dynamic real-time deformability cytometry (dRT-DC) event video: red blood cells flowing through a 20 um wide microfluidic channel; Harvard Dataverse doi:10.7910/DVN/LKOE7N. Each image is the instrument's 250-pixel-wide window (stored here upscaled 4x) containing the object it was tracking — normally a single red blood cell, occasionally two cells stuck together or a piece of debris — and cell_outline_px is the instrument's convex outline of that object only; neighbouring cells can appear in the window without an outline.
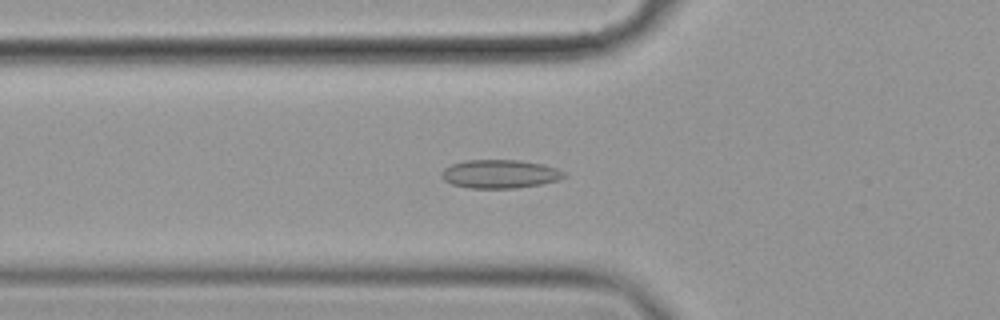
{"species": "common noctule bat (a hibernating species)", "species_latin": "Nyctalus noctula", "temperature_condition": "cold", "stored_images_in_passage": 52, "camera_frame_rate_fps": 3000, "um_per_image_px": 0.085, "animal": {"sex": "female", "body_mass_g": 19.9}, "frame": {"image": 1, "passage_image": 15, "time_ms": 4.667, "image_size_px": [1000, 320], "cell_outline_px": [[568, 176], [560, 180], [540, 184], [516, 188], [468, 188], [452, 184], [444, 180], [440, 176], [440, 172], [444, 168], [452, 164], [464, 160], [520, 160], [544, 164], [556, 168], [564, 172]], "centroid_in_image_um": [42.49, 14.78], "position_along_channel_um": 83.3, "area_um2": 20.58}}
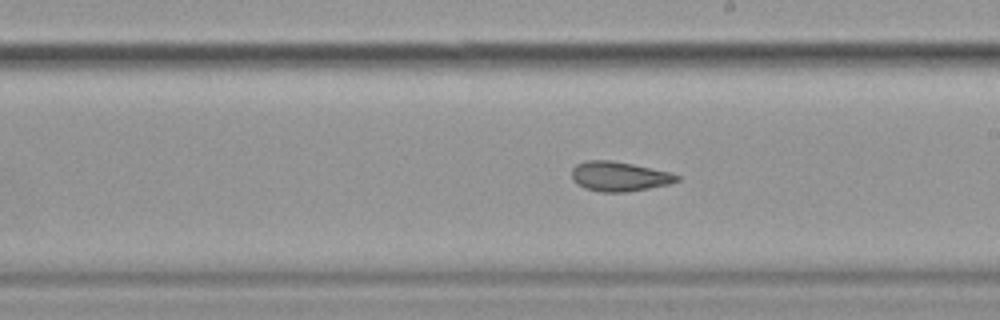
{"frame": {"image": 2, "passage_image": 28, "time_ms": 9.0, "image_size_px": [1000, 320], "cell_outline_px": [[680, 180], [668, 184], [628, 192], [600, 192], [584, 188], [576, 184], [572, 180], [572, 168], [576, 164], [588, 160], [612, 160], [632, 164], [668, 172], [680, 176]], "centroid_in_image_um": [52.59, 15.0], "position_along_channel_um": 236.4, "area_um2": 18.15}}
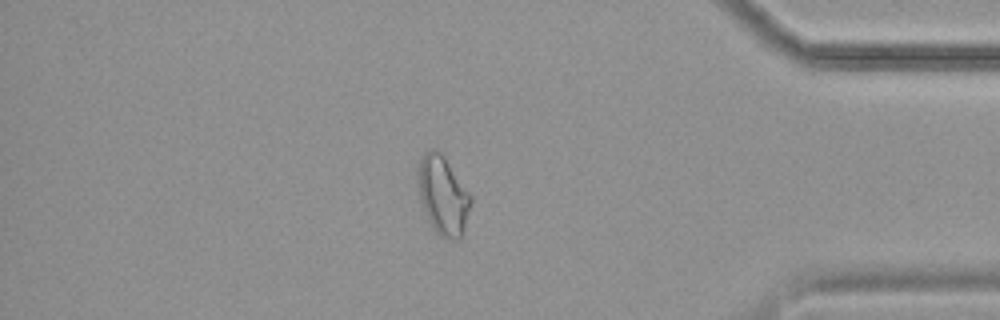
{"frame": {"image": 3, "passage_image": 44, "time_ms": 14.333, "image_size_px": [1000, 320], "cell_outline_px": [[472, 200], [460, 240], [452, 240], [440, 236], [432, 228], [428, 220], [420, 200], [416, 176], [416, 172], [420, 160], [424, 152], [428, 148], [432, 148], [440, 152], [444, 156], [472, 196]], "centroid_in_image_um": [37.62, 16.59], "position_along_channel_um": 397.6, "area_um2": 24.39}, "authors_computed_cell_mechanics": {"area_um2": 20.1722, "velocity_mm_per_s": 3.531, "shape_relaxation_time_tau1_ms": null, "shape_relaxation_time_tau2_ms": 3.1605, "deformation_change_tau1": null, "deformation_change_tau2": 0.082}}